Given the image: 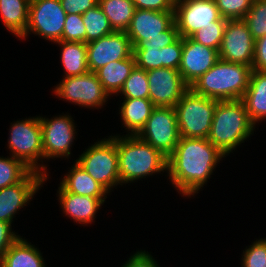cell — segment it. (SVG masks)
Here are the masks:
<instances>
[{"mask_svg": "<svg viewBox=\"0 0 266 267\" xmlns=\"http://www.w3.org/2000/svg\"><path fill=\"white\" fill-rule=\"evenodd\" d=\"M226 156L206 138L180 137L167 158L169 182L183 197H191L205 186Z\"/></svg>", "mask_w": 266, "mask_h": 267, "instance_id": "6da1fadb", "label": "cell"}, {"mask_svg": "<svg viewBox=\"0 0 266 267\" xmlns=\"http://www.w3.org/2000/svg\"><path fill=\"white\" fill-rule=\"evenodd\" d=\"M121 184L167 171V158L137 135L116 134Z\"/></svg>", "mask_w": 266, "mask_h": 267, "instance_id": "7a4b0ae2", "label": "cell"}, {"mask_svg": "<svg viewBox=\"0 0 266 267\" xmlns=\"http://www.w3.org/2000/svg\"><path fill=\"white\" fill-rule=\"evenodd\" d=\"M256 126L250 121L242 99L217 101L207 139L225 156L254 134Z\"/></svg>", "mask_w": 266, "mask_h": 267, "instance_id": "3957f363", "label": "cell"}, {"mask_svg": "<svg viewBox=\"0 0 266 267\" xmlns=\"http://www.w3.org/2000/svg\"><path fill=\"white\" fill-rule=\"evenodd\" d=\"M251 66L219 59L190 88L197 94L217 100L242 99L249 85Z\"/></svg>", "mask_w": 266, "mask_h": 267, "instance_id": "277c9868", "label": "cell"}, {"mask_svg": "<svg viewBox=\"0 0 266 267\" xmlns=\"http://www.w3.org/2000/svg\"><path fill=\"white\" fill-rule=\"evenodd\" d=\"M133 48H163L174 43L179 31L174 22V11L135 9L125 31Z\"/></svg>", "mask_w": 266, "mask_h": 267, "instance_id": "5b68a950", "label": "cell"}, {"mask_svg": "<svg viewBox=\"0 0 266 267\" xmlns=\"http://www.w3.org/2000/svg\"><path fill=\"white\" fill-rule=\"evenodd\" d=\"M9 130L7 146L10 156L21 160L31 170L40 172L44 176L48 175L46 168L48 166L43 164L42 128L39 116L14 121Z\"/></svg>", "mask_w": 266, "mask_h": 267, "instance_id": "8992f818", "label": "cell"}, {"mask_svg": "<svg viewBox=\"0 0 266 267\" xmlns=\"http://www.w3.org/2000/svg\"><path fill=\"white\" fill-rule=\"evenodd\" d=\"M109 193L122 185L119 177L116 135L97 140L75 160ZM112 190V191H111Z\"/></svg>", "mask_w": 266, "mask_h": 267, "instance_id": "52a82bcc", "label": "cell"}, {"mask_svg": "<svg viewBox=\"0 0 266 267\" xmlns=\"http://www.w3.org/2000/svg\"><path fill=\"white\" fill-rule=\"evenodd\" d=\"M180 137H208L216 108V100L189 88L175 105Z\"/></svg>", "mask_w": 266, "mask_h": 267, "instance_id": "ba28073f", "label": "cell"}, {"mask_svg": "<svg viewBox=\"0 0 266 267\" xmlns=\"http://www.w3.org/2000/svg\"><path fill=\"white\" fill-rule=\"evenodd\" d=\"M54 87L53 93L63 101L89 109L103 108L110 98L96 73L90 71L83 75L65 77Z\"/></svg>", "mask_w": 266, "mask_h": 267, "instance_id": "9c48e42d", "label": "cell"}, {"mask_svg": "<svg viewBox=\"0 0 266 267\" xmlns=\"http://www.w3.org/2000/svg\"><path fill=\"white\" fill-rule=\"evenodd\" d=\"M66 14L60 0H31L28 25L21 40L33 33L54 43L62 41Z\"/></svg>", "mask_w": 266, "mask_h": 267, "instance_id": "30bf717a", "label": "cell"}, {"mask_svg": "<svg viewBox=\"0 0 266 267\" xmlns=\"http://www.w3.org/2000/svg\"><path fill=\"white\" fill-rule=\"evenodd\" d=\"M137 136L168 158L180 139L175 108L155 107Z\"/></svg>", "mask_w": 266, "mask_h": 267, "instance_id": "8fae6325", "label": "cell"}, {"mask_svg": "<svg viewBox=\"0 0 266 267\" xmlns=\"http://www.w3.org/2000/svg\"><path fill=\"white\" fill-rule=\"evenodd\" d=\"M46 118L39 116L42 128L43 159L69 158L75 140L76 125L68 114Z\"/></svg>", "mask_w": 266, "mask_h": 267, "instance_id": "7c38bea8", "label": "cell"}, {"mask_svg": "<svg viewBox=\"0 0 266 267\" xmlns=\"http://www.w3.org/2000/svg\"><path fill=\"white\" fill-rule=\"evenodd\" d=\"M222 16L215 0H176L174 6V22L179 35L190 37L193 33L212 25Z\"/></svg>", "mask_w": 266, "mask_h": 267, "instance_id": "4fadbf2b", "label": "cell"}, {"mask_svg": "<svg viewBox=\"0 0 266 267\" xmlns=\"http://www.w3.org/2000/svg\"><path fill=\"white\" fill-rule=\"evenodd\" d=\"M254 46L255 39L243 19L227 20L218 51L219 59L252 66Z\"/></svg>", "mask_w": 266, "mask_h": 267, "instance_id": "5bb4252c", "label": "cell"}, {"mask_svg": "<svg viewBox=\"0 0 266 267\" xmlns=\"http://www.w3.org/2000/svg\"><path fill=\"white\" fill-rule=\"evenodd\" d=\"M48 176L31 170L20 182L0 189V221L12 224L15 215L29 204Z\"/></svg>", "mask_w": 266, "mask_h": 267, "instance_id": "9a60e30c", "label": "cell"}, {"mask_svg": "<svg viewBox=\"0 0 266 267\" xmlns=\"http://www.w3.org/2000/svg\"><path fill=\"white\" fill-rule=\"evenodd\" d=\"M149 85V99L155 107H175L190 88L179 70L157 68L146 71Z\"/></svg>", "mask_w": 266, "mask_h": 267, "instance_id": "2e32d148", "label": "cell"}, {"mask_svg": "<svg viewBox=\"0 0 266 267\" xmlns=\"http://www.w3.org/2000/svg\"><path fill=\"white\" fill-rule=\"evenodd\" d=\"M86 44L87 65L90 72L133 55V46L126 32L115 31Z\"/></svg>", "mask_w": 266, "mask_h": 267, "instance_id": "e0dca14e", "label": "cell"}, {"mask_svg": "<svg viewBox=\"0 0 266 267\" xmlns=\"http://www.w3.org/2000/svg\"><path fill=\"white\" fill-rule=\"evenodd\" d=\"M218 60V50L197 43L190 37L183 38L179 72L189 87L212 68Z\"/></svg>", "mask_w": 266, "mask_h": 267, "instance_id": "ac0fdd59", "label": "cell"}, {"mask_svg": "<svg viewBox=\"0 0 266 267\" xmlns=\"http://www.w3.org/2000/svg\"><path fill=\"white\" fill-rule=\"evenodd\" d=\"M57 193L60 207L65 216L82 226L94 223L95 215L106 199L66 192L61 186L58 187Z\"/></svg>", "mask_w": 266, "mask_h": 267, "instance_id": "d6986e66", "label": "cell"}, {"mask_svg": "<svg viewBox=\"0 0 266 267\" xmlns=\"http://www.w3.org/2000/svg\"><path fill=\"white\" fill-rule=\"evenodd\" d=\"M242 100L254 125L266 119V71H251L249 85Z\"/></svg>", "mask_w": 266, "mask_h": 267, "instance_id": "ffe728a7", "label": "cell"}, {"mask_svg": "<svg viewBox=\"0 0 266 267\" xmlns=\"http://www.w3.org/2000/svg\"><path fill=\"white\" fill-rule=\"evenodd\" d=\"M68 171L59 184L66 192L88 197L107 198L109 192L79 164L75 162Z\"/></svg>", "mask_w": 266, "mask_h": 267, "instance_id": "44dd1931", "label": "cell"}, {"mask_svg": "<svg viewBox=\"0 0 266 267\" xmlns=\"http://www.w3.org/2000/svg\"><path fill=\"white\" fill-rule=\"evenodd\" d=\"M120 104L119 114L123 127L127 129L126 135H137L151 116L155 105L145 98L123 99Z\"/></svg>", "mask_w": 266, "mask_h": 267, "instance_id": "7402d4cb", "label": "cell"}, {"mask_svg": "<svg viewBox=\"0 0 266 267\" xmlns=\"http://www.w3.org/2000/svg\"><path fill=\"white\" fill-rule=\"evenodd\" d=\"M0 264L1 267H46L41 251L21 236L5 252Z\"/></svg>", "mask_w": 266, "mask_h": 267, "instance_id": "603a6c76", "label": "cell"}, {"mask_svg": "<svg viewBox=\"0 0 266 267\" xmlns=\"http://www.w3.org/2000/svg\"><path fill=\"white\" fill-rule=\"evenodd\" d=\"M135 66V58L132 55L123 60L110 62L96 70L95 73L109 96L113 97V94L119 96L125 80Z\"/></svg>", "mask_w": 266, "mask_h": 267, "instance_id": "cb8c5ba5", "label": "cell"}, {"mask_svg": "<svg viewBox=\"0 0 266 267\" xmlns=\"http://www.w3.org/2000/svg\"><path fill=\"white\" fill-rule=\"evenodd\" d=\"M31 0H0V17L2 24L15 37L24 35L29 16Z\"/></svg>", "mask_w": 266, "mask_h": 267, "instance_id": "d4e9b609", "label": "cell"}, {"mask_svg": "<svg viewBox=\"0 0 266 267\" xmlns=\"http://www.w3.org/2000/svg\"><path fill=\"white\" fill-rule=\"evenodd\" d=\"M60 59L64 69L63 78L83 75L89 72L87 65V44L85 42L59 41Z\"/></svg>", "mask_w": 266, "mask_h": 267, "instance_id": "484cf974", "label": "cell"}, {"mask_svg": "<svg viewBox=\"0 0 266 267\" xmlns=\"http://www.w3.org/2000/svg\"><path fill=\"white\" fill-rule=\"evenodd\" d=\"M114 31L125 32L130 25L135 6L132 0H98Z\"/></svg>", "mask_w": 266, "mask_h": 267, "instance_id": "4316f807", "label": "cell"}, {"mask_svg": "<svg viewBox=\"0 0 266 267\" xmlns=\"http://www.w3.org/2000/svg\"><path fill=\"white\" fill-rule=\"evenodd\" d=\"M82 18L86 31V43L115 32L99 5L82 14Z\"/></svg>", "mask_w": 266, "mask_h": 267, "instance_id": "83f0119b", "label": "cell"}, {"mask_svg": "<svg viewBox=\"0 0 266 267\" xmlns=\"http://www.w3.org/2000/svg\"><path fill=\"white\" fill-rule=\"evenodd\" d=\"M119 93L123 99H149V85L146 71L135 66L130 76L125 80Z\"/></svg>", "mask_w": 266, "mask_h": 267, "instance_id": "f1b7e54d", "label": "cell"}, {"mask_svg": "<svg viewBox=\"0 0 266 267\" xmlns=\"http://www.w3.org/2000/svg\"><path fill=\"white\" fill-rule=\"evenodd\" d=\"M31 169L21 160L10 157H0V189L20 182Z\"/></svg>", "mask_w": 266, "mask_h": 267, "instance_id": "f546056e", "label": "cell"}, {"mask_svg": "<svg viewBox=\"0 0 266 267\" xmlns=\"http://www.w3.org/2000/svg\"><path fill=\"white\" fill-rule=\"evenodd\" d=\"M226 24L227 19L221 17L219 20L213 21L212 25L193 33L190 38L197 43L219 51Z\"/></svg>", "mask_w": 266, "mask_h": 267, "instance_id": "4dcf8cb0", "label": "cell"}, {"mask_svg": "<svg viewBox=\"0 0 266 267\" xmlns=\"http://www.w3.org/2000/svg\"><path fill=\"white\" fill-rule=\"evenodd\" d=\"M243 20L254 39L264 36L266 34V0H253Z\"/></svg>", "mask_w": 266, "mask_h": 267, "instance_id": "1f68e13d", "label": "cell"}, {"mask_svg": "<svg viewBox=\"0 0 266 267\" xmlns=\"http://www.w3.org/2000/svg\"><path fill=\"white\" fill-rule=\"evenodd\" d=\"M222 18L227 20L244 19L253 0H215Z\"/></svg>", "mask_w": 266, "mask_h": 267, "instance_id": "d6a6232c", "label": "cell"}, {"mask_svg": "<svg viewBox=\"0 0 266 267\" xmlns=\"http://www.w3.org/2000/svg\"><path fill=\"white\" fill-rule=\"evenodd\" d=\"M241 256V267H266V238L254 241Z\"/></svg>", "mask_w": 266, "mask_h": 267, "instance_id": "836d02e7", "label": "cell"}, {"mask_svg": "<svg viewBox=\"0 0 266 267\" xmlns=\"http://www.w3.org/2000/svg\"><path fill=\"white\" fill-rule=\"evenodd\" d=\"M136 67L145 71L162 68V51L160 48H133Z\"/></svg>", "mask_w": 266, "mask_h": 267, "instance_id": "e575fe53", "label": "cell"}, {"mask_svg": "<svg viewBox=\"0 0 266 267\" xmlns=\"http://www.w3.org/2000/svg\"><path fill=\"white\" fill-rule=\"evenodd\" d=\"M62 41L85 42L86 31L82 15L66 14L64 29L62 32Z\"/></svg>", "mask_w": 266, "mask_h": 267, "instance_id": "d590c367", "label": "cell"}, {"mask_svg": "<svg viewBox=\"0 0 266 267\" xmlns=\"http://www.w3.org/2000/svg\"><path fill=\"white\" fill-rule=\"evenodd\" d=\"M183 37H179L174 43L161 48L162 67L179 70L182 58Z\"/></svg>", "mask_w": 266, "mask_h": 267, "instance_id": "8d00e7d4", "label": "cell"}, {"mask_svg": "<svg viewBox=\"0 0 266 267\" xmlns=\"http://www.w3.org/2000/svg\"><path fill=\"white\" fill-rule=\"evenodd\" d=\"M12 230V225L5 221H0V261L10 246L20 237Z\"/></svg>", "mask_w": 266, "mask_h": 267, "instance_id": "74e56055", "label": "cell"}, {"mask_svg": "<svg viewBox=\"0 0 266 267\" xmlns=\"http://www.w3.org/2000/svg\"><path fill=\"white\" fill-rule=\"evenodd\" d=\"M252 71H266V34L255 39Z\"/></svg>", "mask_w": 266, "mask_h": 267, "instance_id": "f35d334b", "label": "cell"}, {"mask_svg": "<svg viewBox=\"0 0 266 267\" xmlns=\"http://www.w3.org/2000/svg\"><path fill=\"white\" fill-rule=\"evenodd\" d=\"M121 267H160L151 253L138 250Z\"/></svg>", "mask_w": 266, "mask_h": 267, "instance_id": "ab89813d", "label": "cell"}, {"mask_svg": "<svg viewBox=\"0 0 266 267\" xmlns=\"http://www.w3.org/2000/svg\"><path fill=\"white\" fill-rule=\"evenodd\" d=\"M66 13L84 14L89 9L98 5V0H60Z\"/></svg>", "mask_w": 266, "mask_h": 267, "instance_id": "60d3db41", "label": "cell"}, {"mask_svg": "<svg viewBox=\"0 0 266 267\" xmlns=\"http://www.w3.org/2000/svg\"><path fill=\"white\" fill-rule=\"evenodd\" d=\"M135 9H148L155 11H174L176 0H132Z\"/></svg>", "mask_w": 266, "mask_h": 267, "instance_id": "b9f144b4", "label": "cell"}]
</instances>
